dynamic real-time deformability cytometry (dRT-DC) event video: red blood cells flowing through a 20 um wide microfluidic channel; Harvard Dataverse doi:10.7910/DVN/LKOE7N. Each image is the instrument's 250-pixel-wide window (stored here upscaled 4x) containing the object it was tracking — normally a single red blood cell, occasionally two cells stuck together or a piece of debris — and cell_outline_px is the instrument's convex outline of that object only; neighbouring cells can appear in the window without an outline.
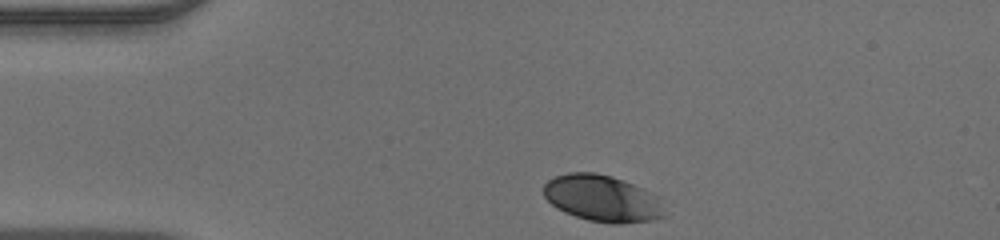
{"species": "human", "species_latin": "Homo sapiens", "temperature_condition": "warm", "stored_images_in_passage": 32, "camera_frame_rate_fps": 3000, "um_per_image_px": 0.085, "donor": {"sex": "male"}, "frame": {"image": 1, "passage_image": 1, "time_ms": 0.0, "image_size_px": [1000, 240], "cell_outline_px": [[664, 216], [652, 220], [620, 224], [612, 224], [588, 220], [564, 212], [556, 208], [544, 196], [544, 184], [548, 180], [556, 176], [568, 172], [596, 172], [612, 176], [624, 180], [660, 196]], "centroid_in_image_um": [51.2, 16.86], "position_along_channel_um": 33.8, "area_um2": 32.95}}
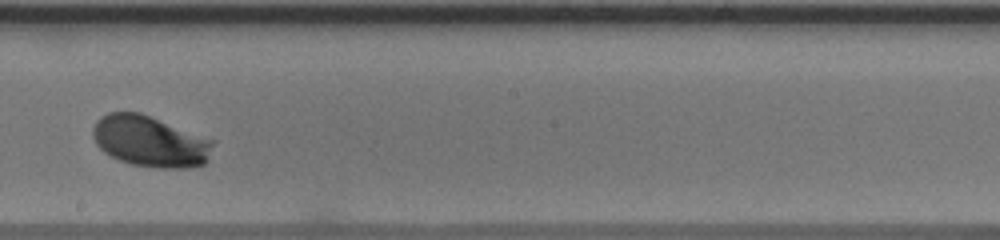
{"frame": {"image": 2, "passage_image": 19, "time_ms": 6.0, "image_size_px": [1000, 240], "cell_outline_px": [[216, 140], [208, 160], [204, 164], [188, 168], [160, 168], [132, 164], [120, 160], [104, 152], [96, 144], [92, 136], [92, 128], [96, 120], [100, 116], [108, 112], [140, 112]], "centroid_in_image_um": [12.77, 12.0], "position_along_channel_um": 235.4, "area_um2": 36.13}}
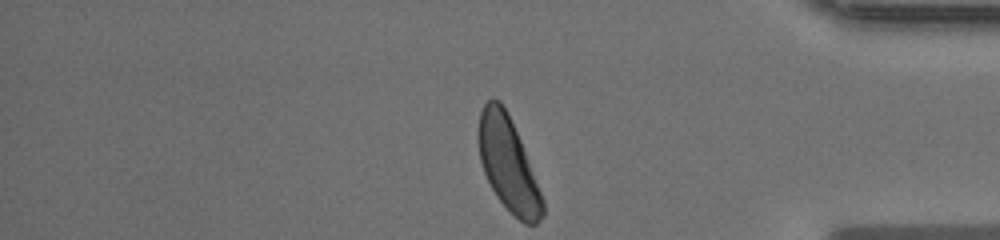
{"frame": {"image": 3, "passage_image": 32, "time_ms": 10.333, "image_size_px": [1000, 240], "cell_outline_px": [[544, 216], [536, 224], [524, 224], [496, 196], [484, 172], [480, 160], [476, 132], [480, 112], [484, 104], [492, 96], [500, 100], [508, 112], [520, 140], [544, 200]], "centroid_in_image_um": [43.17, 13.9], "position_along_channel_um": 392.0, "area_um2": 34.97}}